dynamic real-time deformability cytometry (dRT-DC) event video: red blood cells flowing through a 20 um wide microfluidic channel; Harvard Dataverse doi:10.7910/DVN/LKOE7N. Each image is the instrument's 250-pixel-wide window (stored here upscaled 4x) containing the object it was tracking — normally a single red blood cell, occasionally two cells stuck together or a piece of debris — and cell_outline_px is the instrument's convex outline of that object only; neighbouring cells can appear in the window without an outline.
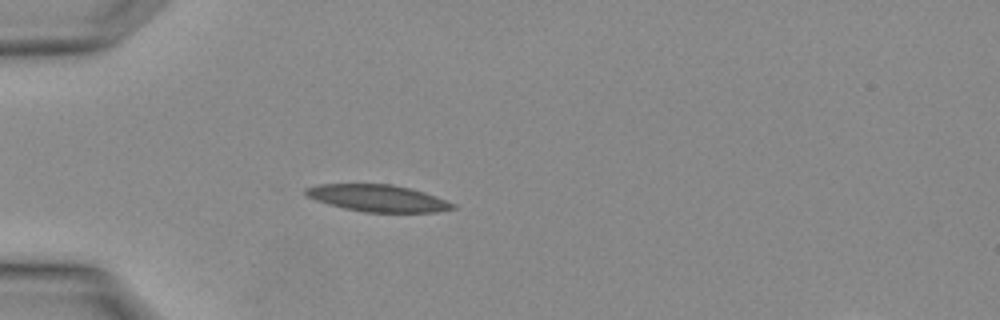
{"species": "Egyptian fruit bat (a non-hibernating species)", "species_latin": "Rousettus aegyptiacus", "temperature_condition": "warm", "stored_images_in_passage": 1, "camera_frame_rate_fps": 3000, "um_per_image_px": 0.085, "animal": {"sex": "female"}, "frame": {"image": 1, "passage_image": 1, "time_ms": 0.0, "image_size_px": [1000, 320], "cell_outline_px": [[456, 208], [436, 212], [364, 212], [344, 208], [316, 200], [308, 196], [304, 192], [304, 188], [316, 184], [392, 184], [424, 192], [456, 204]], "centroid_in_image_um": [32.1, 16.84], "position_along_channel_um": 52.9, "area_um2": 22.89}}